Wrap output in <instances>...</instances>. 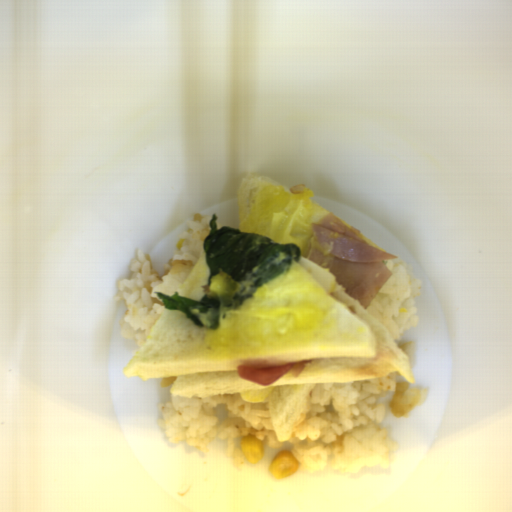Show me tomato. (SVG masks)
<instances>
[{
	"label": "tomato",
	"instance_id": "obj_1",
	"mask_svg": "<svg viewBox=\"0 0 512 512\" xmlns=\"http://www.w3.org/2000/svg\"><path fill=\"white\" fill-rule=\"evenodd\" d=\"M308 364H312L311 360L297 361L288 363L282 367L272 368H256L248 365L237 366L236 373L241 379L267 386L271 385L285 373L291 371L293 378H298Z\"/></svg>",
	"mask_w": 512,
	"mask_h": 512
}]
</instances>
